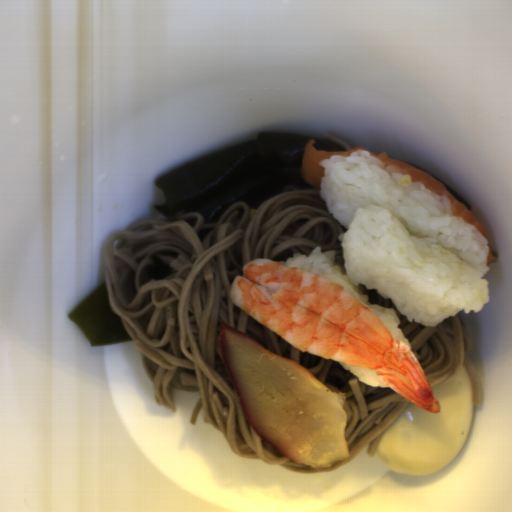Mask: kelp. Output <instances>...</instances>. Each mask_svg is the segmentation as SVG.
<instances>
[{"mask_svg":"<svg viewBox=\"0 0 512 512\" xmlns=\"http://www.w3.org/2000/svg\"><path fill=\"white\" fill-rule=\"evenodd\" d=\"M315 150L346 152L342 145L313 136L258 132L256 139L230 144L173 169L154 181L165 195L152 205L168 221L177 213H200L216 223L238 202L249 209L290 186H311L302 173L307 144Z\"/></svg>","mask_w":512,"mask_h":512,"instance_id":"1","label":"kelp"},{"mask_svg":"<svg viewBox=\"0 0 512 512\" xmlns=\"http://www.w3.org/2000/svg\"><path fill=\"white\" fill-rule=\"evenodd\" d=\"M90 346L133 341L111 308L107 280L90 292L68 315Z\"/></svg>","mask_w":512,"mask_h":512,"instance_id":"2","label":"kelp"},{"mask_svg":"<svg viewBox=\"0 0 512 512\" xmlns=\"http://www.w3.org/2000/svg\"><path fill=\"white\" fill-rule=\"evenodd\" d=\"M436 180H438L443 186L444 188L452 195V197L460 202L461 204H463L465 207H467L471 213L473 214V209H472V204L470 202H468L464 197H462L459 193H457L454 189H452L449 185H447L446 183H444L442 180H440L439 178H437L436 176H433Z\"/></svg>","mask_w":512,"mask_h":512,"instance_id":"3","label":"kelp"}]
</instances>
